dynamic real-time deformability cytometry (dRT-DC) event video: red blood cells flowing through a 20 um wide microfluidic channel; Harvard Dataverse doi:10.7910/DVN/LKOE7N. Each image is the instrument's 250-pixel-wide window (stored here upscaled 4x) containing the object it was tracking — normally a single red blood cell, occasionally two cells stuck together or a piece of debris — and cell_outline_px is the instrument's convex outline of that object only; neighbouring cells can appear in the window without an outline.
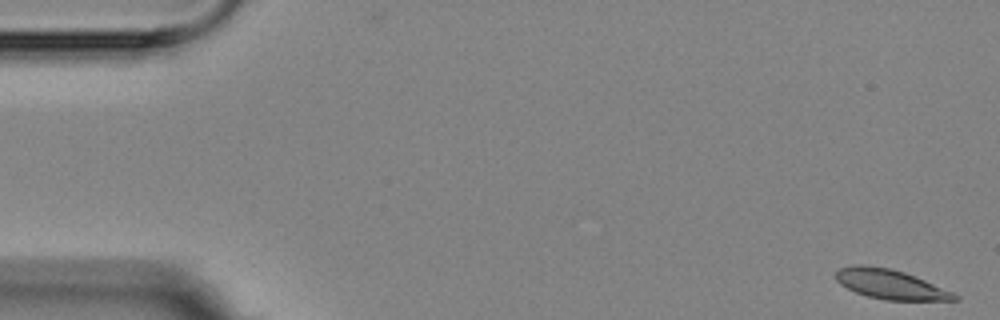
{"species": "Egyptian fruit bat (a non-hibernating species)", "species_latin": "Rousettus aegyptiacus", "temperature_condition": "room temperature", "stored_images_in_passage": 5, "camera_frame_rate_fps": 3000, "um_per_image_px": 0.085, "animal": {"sex": "female"}, "frame": {"image": 1, "passage_image": 5, "time_ms": 5.333, "image_size_px": [1000, 320], "cell_outline_px": [[960, 300], [884, 300], [868, 296], [856, 292], [840, 284], [836, 280], [836, 272], [840, 268], [852, 264], [864, 264], [892, 268], [904, 272], [924, 280], [952, 292], [960, 296]], "centroid_in_image_um": [75.66, 24.15], "position_along_channel_um": 9.3, "area_um2": 20.4}}